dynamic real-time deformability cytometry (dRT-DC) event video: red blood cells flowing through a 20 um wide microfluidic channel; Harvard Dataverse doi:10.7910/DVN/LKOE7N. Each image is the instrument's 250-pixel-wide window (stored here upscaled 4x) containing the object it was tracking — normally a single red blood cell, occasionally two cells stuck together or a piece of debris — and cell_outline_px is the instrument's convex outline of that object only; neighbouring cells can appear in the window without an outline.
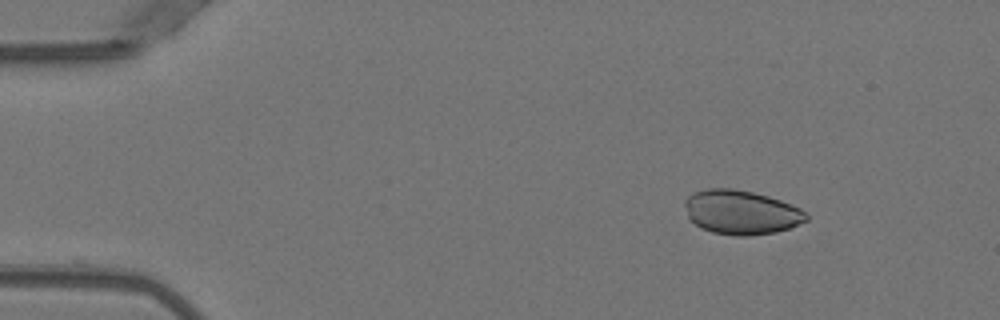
{"species": "Egyptian fruit bat (a non-hibernating species)", "species_latin": "Rousettus aegyptiacus", "temperature_condition": "warm", "stored_images_in_passage": 45, "camera_frame_rate_fps": 3000, "um_per_image_px": 0.085, "animal": {"sex": "female"}, "frame": {"image": 1, "passage_image": 1, "time_ms": 0.0, "image_size_px": [1000, 320], "cell_outline_px": [[808, 220], [788, 228], [776, 232], [748, 236], [736, 236], [712, 232], [700, 228], [688, 216], [684, 204], [684, 200], [692, 192], [708, 188], [732, 188], [752, 192], [768, 196], [780, 200], [800, 208], [808, 212]], "centroid_in_image_um": [62.99, 18.04], "position_along_channel_um": 22.0, "area_um2": 31.39}}
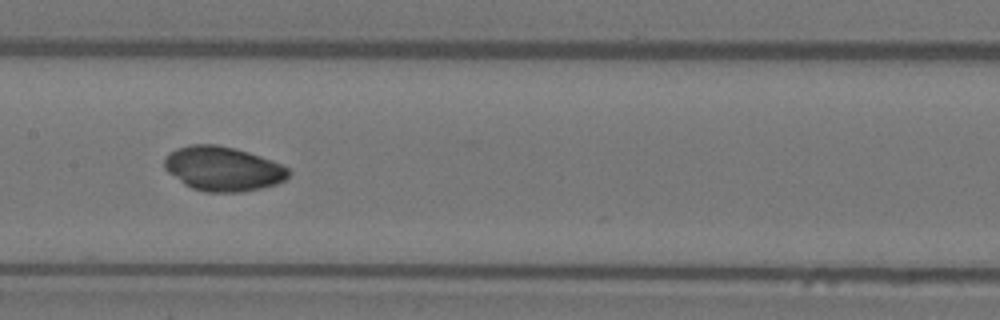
{"frame": {"image": 2, "passage_image": 20, "time_ms": 6.333, "image_size_px": [1000, 320], "cell_outline_px": [[292, 172], [284, 180], [276, 184], [244, 192], [204, 192], [192, 188], [184, 184], [168, 172], [164, 168], [164, 160], [168, 152], [176, 148], [188, 144], [216, 144], [236, 148], [284, 164]], "centroid_in_image_um": [18.95, 14.33], "position_along_channel_um": 188.5, "area_um2": 32.48}}
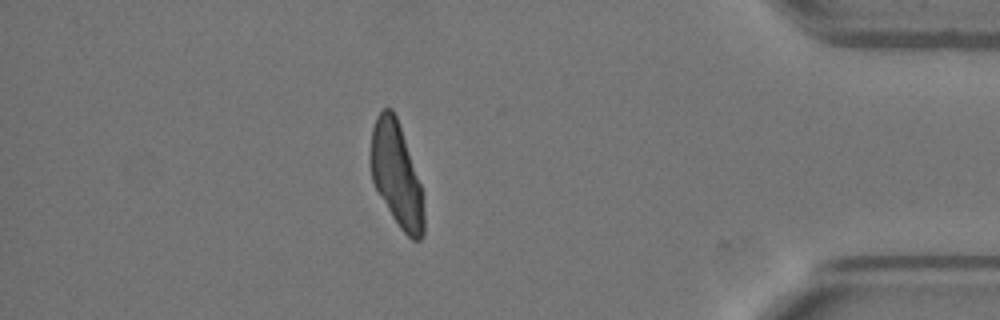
{"frame": {"image": 3, "passage_image": 39, "time_ms": 12.667, "image_size_px": [1000, 320], "cell_outline_px": [[424, 236], [420, 240], [412, 240], [400, 228], [392, 216], [380, 196], [372, 180], [372, 128], [376, 116], [384, 108], [392, 108], [396, 116], [420, 184], [424, 208]], "centroid_in_image_um": [33.72, 14.89], "position_along_channel_um": 401.5, "area_um2": 31.44}}